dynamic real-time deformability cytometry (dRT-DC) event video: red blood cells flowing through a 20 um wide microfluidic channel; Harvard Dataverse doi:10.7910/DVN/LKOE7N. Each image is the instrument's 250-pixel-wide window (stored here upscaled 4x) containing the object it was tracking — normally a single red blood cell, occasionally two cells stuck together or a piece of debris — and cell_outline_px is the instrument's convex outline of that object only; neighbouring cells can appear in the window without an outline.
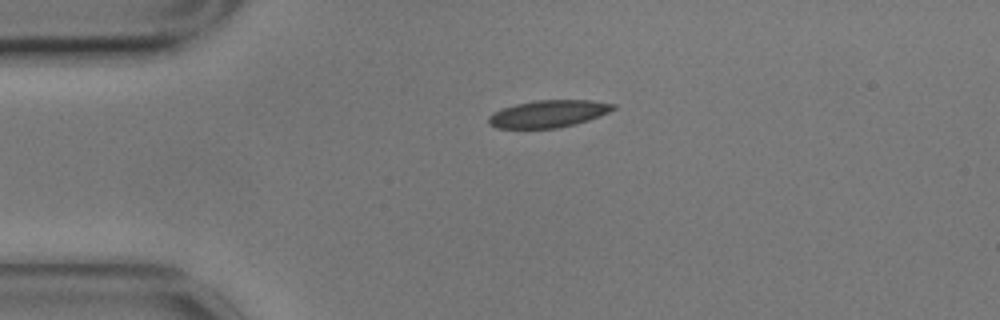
{"species": "common noctule bat (a hibernating species)", "species_latin": "Nyctalus noctula", "temperature_condition": "cold", "stored_images_in_passage": 45, "camera_frame_rate_fps": 3000, "um_per_image_px": 0.085, "animal": {"sex": "male", "body_mass_g": 17.9}, "frame": {"image": 1, "passage_image": 1, "time_ms": 0.0, "image_size_px": [1000, 320], "cell_outline_px": [[616, 108], [600, 116], [576, 124], [556, 128], [496, 128], [488, 124], [488, 116], [504, 108], [516, 104], [536, 100], [592, 100], [616, 104]], "centroid_in_image_um": [46.64, 9.67], "position_along_channel_um": 38.4, "area_um2": 19.71}}
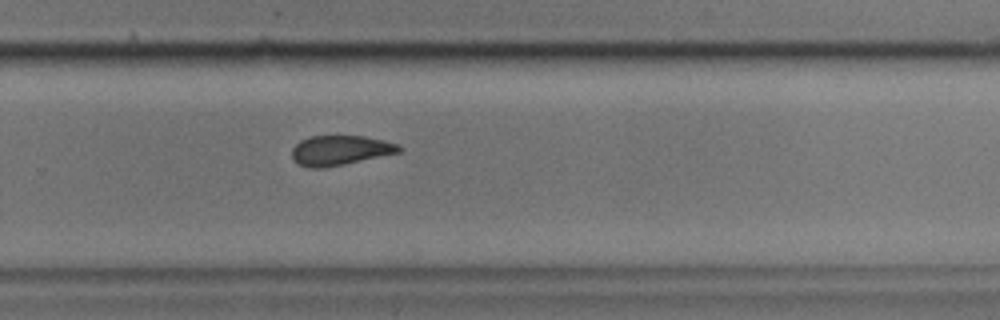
{"frame": {"image": 2, "passage_image": 26, "time_ms": 8.333, "image_size_px": [1000, 320], "cell_outline_px": [[404, 148], [400, 152], [344, 164], [320, 168], [308, 168], [296, 164], [292, 156], [292, 148], [300, 140], [308, 136], [364, 136], [400, 144]], "centroid_in_image_um": [28.89, 12.77], "position_along_channel_um": 300.9, "area_um2": 18.67}}
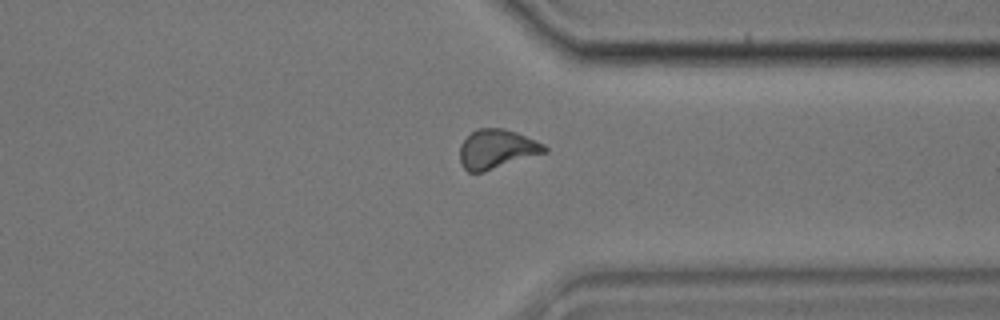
{"frame": {"image": 3, "passage_image": 32, "time_ms": 10.333, "image_size_px": [1000, 320], "cell_outline_px": [[548, 152], [484, 172], [468, 172], [464, 168], [460, 160], [460, 144], [476, 128], [504, 128], [516, 132], [544, 144], [548, 148]], "centroid_in_image_um": [42.23, 12.67], "position_along_channel_um": 369.2, "area_um2": 19.42}, "authors_computed_cell_mechanics": {"area_um2": 19.5364, "velocity_mm_per_s": 3.4755, "shape_relaxation_time_tau1_ms": 3.8177, "shape_relaxation_time_tau2_ms": 3.948, "deformation_change_tau1": 0.1171, "deformation_change_tau2": 0.1023}}